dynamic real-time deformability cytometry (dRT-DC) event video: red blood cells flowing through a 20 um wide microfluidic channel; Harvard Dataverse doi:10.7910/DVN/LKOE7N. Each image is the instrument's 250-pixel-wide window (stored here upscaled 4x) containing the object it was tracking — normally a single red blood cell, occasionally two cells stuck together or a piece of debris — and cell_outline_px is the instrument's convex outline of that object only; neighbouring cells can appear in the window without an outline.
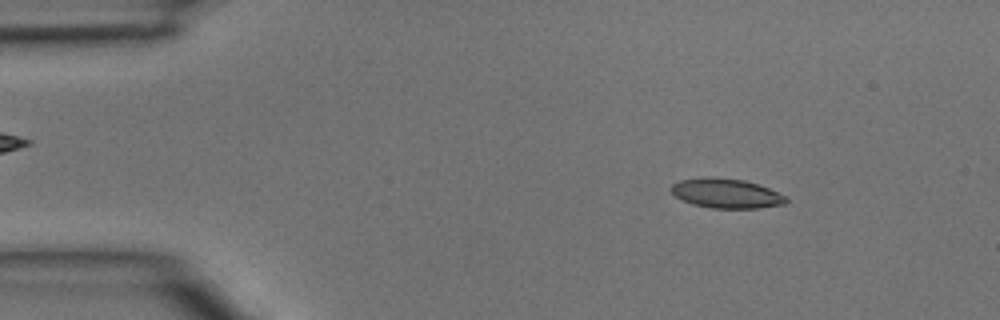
{"species": "common noctule bat (a hibernating species)", "species_latin": "Nyctalus noctula", "temperature_condition": "room temperature", "stored_images_in_passage": 4, "segment_of_instrument_passage": [1, 2], "camera_frame_rate_fps": 3000, "um_per_image_px": 0.085, "animal": {"sex": "male", "body_mass_g": 15.6}, "frame": {"image": 1, "passage_image": 2, "time_ms": 0.333, "image_size_px": [1000, 320], "cell_outline_px": [[788, 200], [784, 204], [760, 208], [712, 208], [692, 204], [676, 196], [668, 188], [672, 184], [680, 180], [704, 176], [716, 176], [744, 180], [768, 188], [784, 196]], "centroid_in_image_um": [61.68, 16.42], "position_along_channel_um": 23.3, "area_um2": 19.83}}